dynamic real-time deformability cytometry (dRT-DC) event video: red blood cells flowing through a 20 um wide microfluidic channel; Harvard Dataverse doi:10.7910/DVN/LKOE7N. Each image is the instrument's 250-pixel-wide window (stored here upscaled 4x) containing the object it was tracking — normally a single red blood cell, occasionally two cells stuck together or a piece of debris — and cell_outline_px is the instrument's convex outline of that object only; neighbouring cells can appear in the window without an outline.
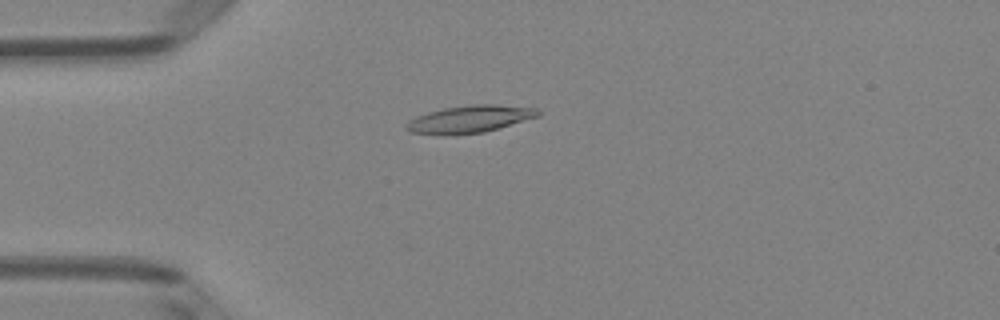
{"species": "Egyptian fruit bat (a non-hibernating species)", "species_latin": "Rousettus aegyptiacus", "temperature_condition": "room temperature", "stored_images_in_passage": 50, "camera_frame_rate_fps": 3000, "um_per_image_px": 0.085, "animal": {"sex": "female"}, "frame": {"image": 1, "passage_image": 13, "time_ms": 4.0, "image_size_px": [1000, 320], "cell_outline_px": [[540, 116], [484, 132], [456, 136], [452, 136], [408, 132], [404, 128], [404, 124], [408, 120], [416, 116], [428, 112], [444, 108], [472, 104], [496, 104], [536, 108], [540, 112]], "centroid_in_image_um": [39.87, 10.14], "position_along_channel_um": 45.1, "area_um2": 21.33}}
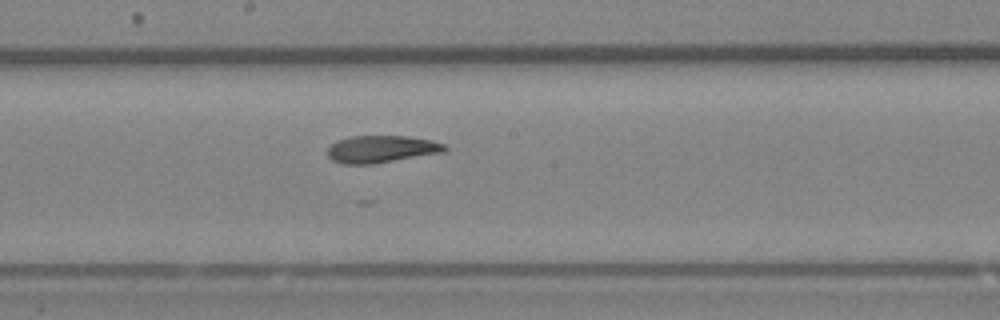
{"frame": {"image": 2, "passage_image": 27, "time_ms": 8.667, "image_size_px": [1000, 320], "cell_outline_px": [[448, 148], [444, 152], [372, 164], [340, 164], [332, 160], [328, 156], [328, 148], [336, 140], [352, 136], [404, 136], [432, 140], [444, 144]], "centroid_in_image_um": [32.4, 12.67], "position_along_channel_um": 215.8, "area_um2": 18.55}}
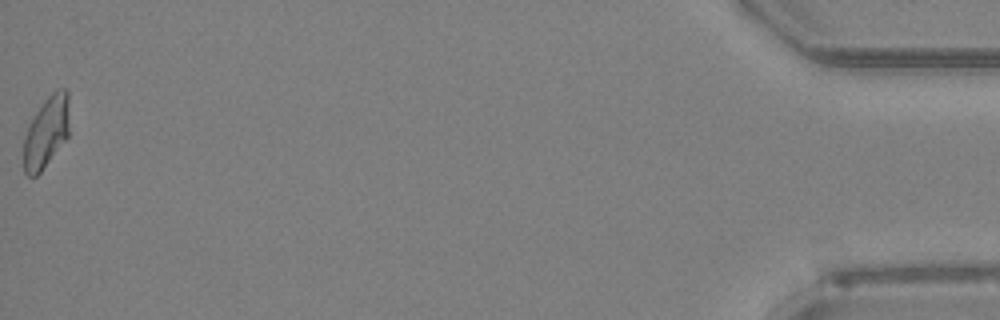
{"frame": {"image": 3, "passage_image": 50, "time_ms": 16.333, "image_size_px": [1000, 320], "cell_outline_px": [[68, 136], [40, 172], [36, 176], [28, 176], [24, 172], [24, 136], [28, 124], [44, 100], [56, 88], [68, 88]], "centroid_in_image_um": [3.93, 11.19], "position_along_channel_um": 431.3, "area_um2": 18.9}, "authors_computed_cell_mechanics": {"area_um2": 19.3341, "velocity_mm_per_s": 4.079, "shape_relaxation_time_tau1_ms": null, "shape_relaxation_time_tau2_ms": 3.9488, "deformation_change_tau1": null, "deformation_change_tau2": 0.1248}}